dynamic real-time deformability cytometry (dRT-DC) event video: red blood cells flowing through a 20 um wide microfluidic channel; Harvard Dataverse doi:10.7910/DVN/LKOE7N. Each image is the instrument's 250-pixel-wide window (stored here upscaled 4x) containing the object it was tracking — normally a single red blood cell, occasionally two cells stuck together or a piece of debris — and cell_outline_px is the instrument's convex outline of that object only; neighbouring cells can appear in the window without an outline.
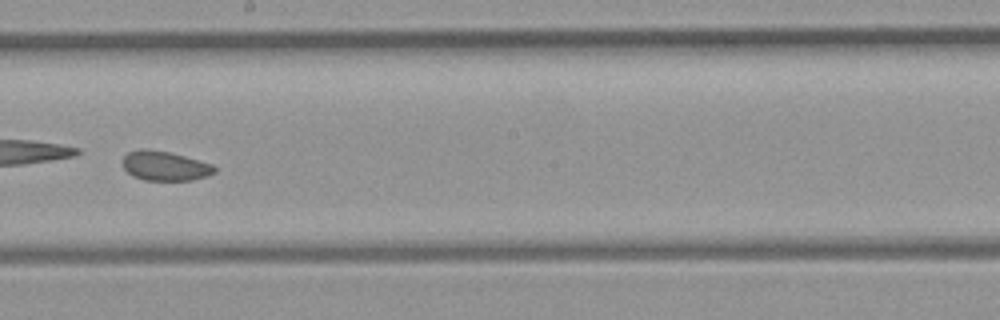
{"species": "common noctule bat (a hibernating species)", "species_latin": "Nyctalus noctula", "temperature_condition": "room temperature", "stored_images_in_passage": 26, "camera_frame_rate_fps": 3000, "um_per_image_px": 0.085, "animal": {"sex": "female", "body_mass_g": 21.9}, "frame": {"image": 1, "passage_image": 19, "time_ms": 6.0, "image_size_px": [1000, 320], "cell_outline_px": [[216, 172], [208, 176], [192, 180], [144, 180], [132, 176], [124, 168], [124, 156], [128, 152], [140, 148], [148, 148], [168, 152], [184, 156], [212, 164], [216, 168]], "centroid_in_image_um": [14.02, 14.1], "position_along_channel_um": 234.2, "area_um2": 15.78}}